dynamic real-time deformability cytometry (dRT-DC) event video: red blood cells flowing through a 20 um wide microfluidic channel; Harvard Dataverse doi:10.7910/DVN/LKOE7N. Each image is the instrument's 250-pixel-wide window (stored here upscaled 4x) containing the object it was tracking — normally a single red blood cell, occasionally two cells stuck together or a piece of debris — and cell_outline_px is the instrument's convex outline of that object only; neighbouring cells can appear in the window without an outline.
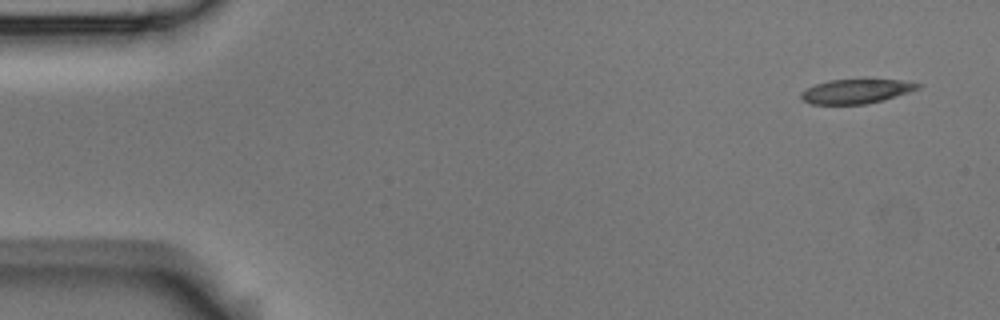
{"species": "Egyptian fruit bat (a non-hibernating species)", "species_latin": "Rousettus aegyptiacus", "temperature_condition": "room temperature", "stored_images_in_passage": 8, "camera_frame_rate_fps": 3000, "um_per_image_px": 0.085, "animal": {"sex": "male"}, "frame": {"image": 1, "passage_image": 1, "time_ms": 0.0, "image_size_px": [1000, 320], "cell_outline_px": [[920, 88], [884, 100], [864, 104], [812, 104], [804, 100], [800, 96], [800, 92], [816, 84], [828, 80], [900, 80], [920, 84]], "centroid_in_image_um": [72.75, 7.77], "position_along_channel_um": 12.2, "area_um2": 16.24}}
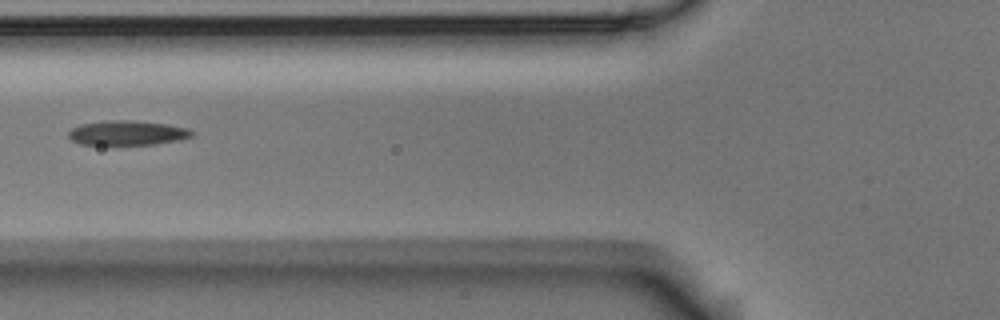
{"frame": {"image": 2, "passage_image": 6, "time_ms": 1.667, "image_size_px": [1000, 320], "cell_outline_px": [[196, 132], [192, 136], [180, 140], [152, 144], [80, 144], [72, 140], [68, 136], [68, 132], [72, 128], [80, 124], [104, 120], [136, 120], [168, 124], [188, 128]], "centroid_in_image_um": [10.84, 11.28], "position_along_channel_um": 115.0, "area_um2": 17.8}}
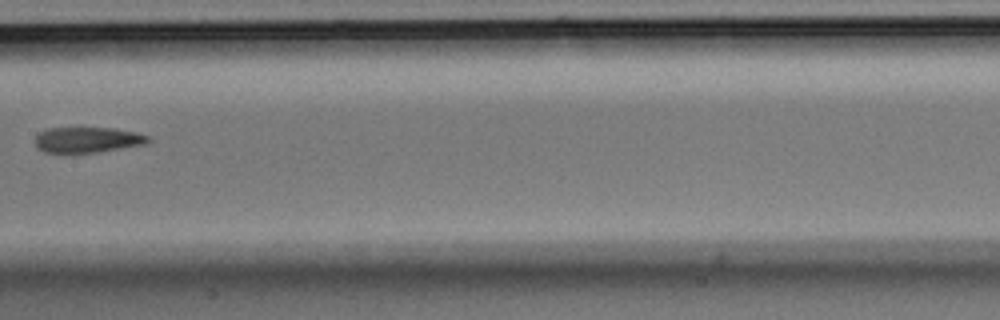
{"frame": {"image": 3, "passage_image": 8, "time_ms": 2.333, "image_size_px": [1000, 320], "cell_outline_px": [[152, 140], [148, 144], [100, 152], [64, 156], [44, 152], [36, 148], [36, 136], [40, 132], [48, 128], [112, 128], [136, 132], [148, 136]], "centroid_in_image_um": [7.41, 11.94], "position_along_channel_um": 200.0, "area_um2": 17.69}}